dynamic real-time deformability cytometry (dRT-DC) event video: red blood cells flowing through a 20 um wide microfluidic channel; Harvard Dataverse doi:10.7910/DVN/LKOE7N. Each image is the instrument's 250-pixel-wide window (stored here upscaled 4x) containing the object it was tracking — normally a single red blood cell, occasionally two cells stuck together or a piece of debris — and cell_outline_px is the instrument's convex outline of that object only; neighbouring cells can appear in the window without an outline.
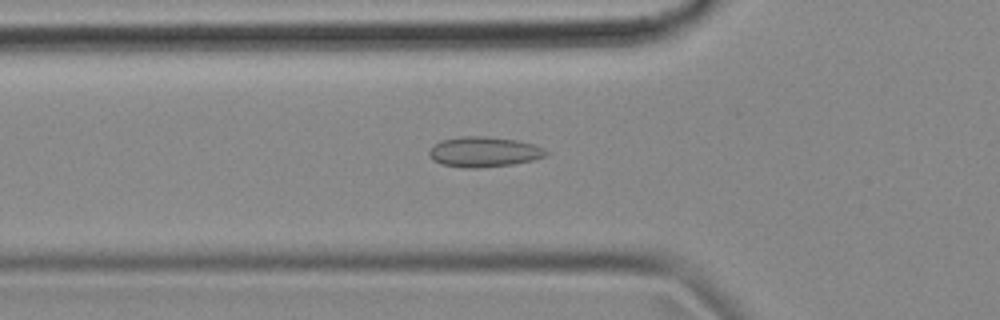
{"species": "common noctule bat (a hibernating species)", "species_latin": "Nyctalus noctula", "temperature_condition": "cold", "stored_images_in_passage": 53, "camera_frame_rate_fps": 3000, "um_per_image_px": 0.085, "animal": {"sex": "female", "body_mass_g": 18.4}, "frame": {"image": 1, "passage_image": 16, "time_ms": 5.0, "image_size_px": [1000, 320], "cell_outline_px": [[548, 152], [544, 156], [532, 160], [512, 164], [480, 168], [464, 168], [440, 164], [432, 160], [428, 156], [428, 148], [432, 144], [440, 140], [460, 136], [488, 136], [516, 140], [536, 144], [544, 148]], "centroid_in_image_um": [41.06, 12.9], "position_along_channel_um": 84.7, "area_um2": 20.98}}
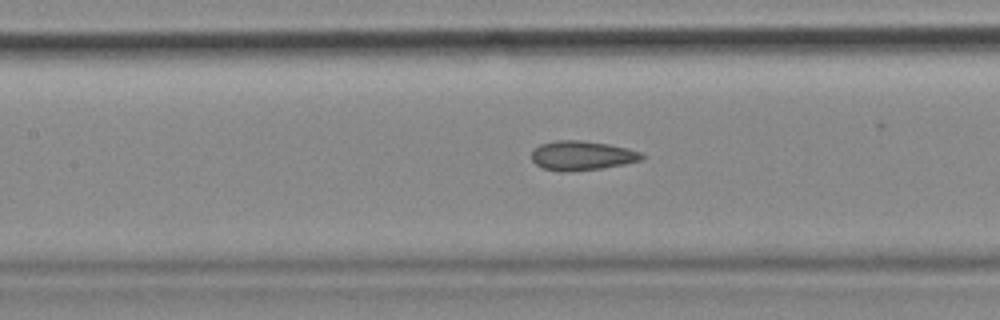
{"frame": {"image": 2, "passage_image": 22, "time_ms": 7.0, "image_size_px": [1000, 320], "cell_outline_px": [[648, 156], [640, 160], [624, 164], [600, 168], [568, 172], [560, 172], [544, 168], [536, 164], [532, 160], [532, 152], [540, 144], [556, 140], [580, 140], [608, 144], [628, 148], [640, 152]], "centroid_in_image_um": [49.48, 13.22], "position_along_channel_um": 157.9, "area_um2": 18.84}}
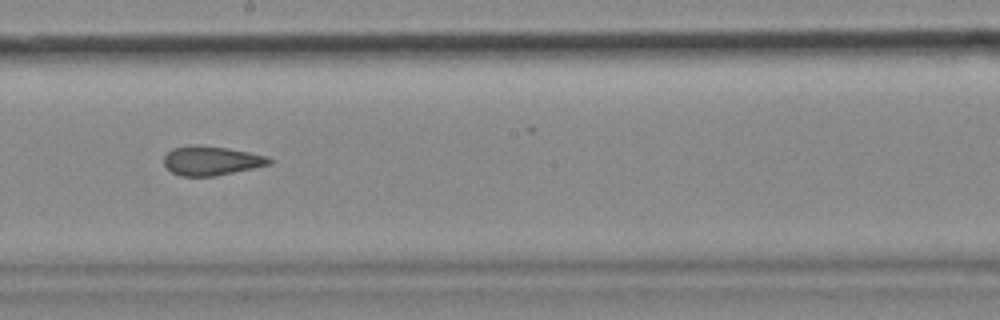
{"frame": {"image": 3, "passage_image": 28, "time_ms": 9.0, "image_size_px": [1000, 320], "cell_outline_px": [[272, 164], [216, 176], [180, 176], [172, 172], [164, 164], [164, 156], [172, 148], [196, 144], [228, 148], [268, 156], [272, 160]], "centroid_in_image_um": [17.97, 13.66], "position_along_channel_um": 230.2, "area_um2": 17.98}, "authors_computed_cell_mechanics": {"area_um2": 18.8428, "velocity_mm_per_s": 3.6454, "shape_relaxation_time_tau1_ms": null, "shape_relaxation_time_tau2_ms": 2.977, "deformation_change_tau1": null, "deformation_change_tau2": 0.0969}}